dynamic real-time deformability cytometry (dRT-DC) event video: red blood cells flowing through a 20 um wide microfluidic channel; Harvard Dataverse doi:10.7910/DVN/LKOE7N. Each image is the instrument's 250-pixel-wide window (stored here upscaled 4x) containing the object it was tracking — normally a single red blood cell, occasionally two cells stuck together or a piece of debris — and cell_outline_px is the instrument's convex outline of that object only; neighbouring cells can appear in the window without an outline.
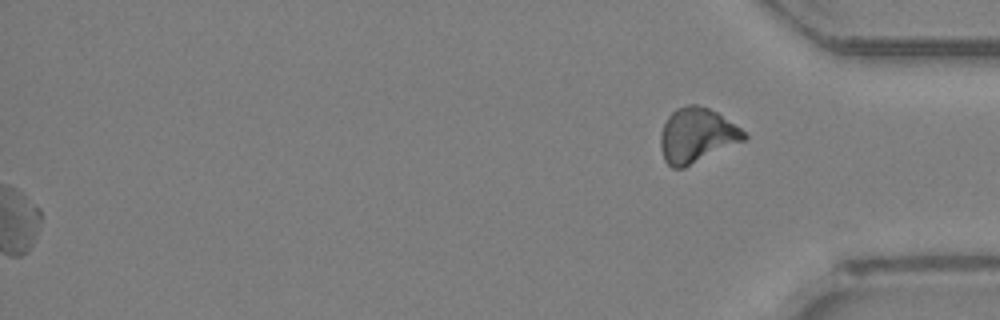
{"species": "Egyptian fruit bat (a non-hibernating species)", "species_latin": "Rousettus aegyptiacus", "temperature_condition": "room temperature", "stored_images_in_passage": 36, "segment_of_instrument_passage": [2, 2], "camera_frame_rate_fps": 3000, "um_per_image_px": 0.085, "animal": {"sex": "female"}, "frame": {"image": 1, "passage_image": 36, "time_ms": 11.667, "image_size_px": [1000, 320], "cell_outline_px": [[748, 136], [744, 140], [684, 168], [672, 168], [664, 160], [660, 144], [660, 132], [668, 116], [676, 108], [688, 104], [696, 104], [708, 108], [716, 112], [740, 128]], "centroid_in_image_um": [59.18, 11.5], "position_along_channel_um": 376.0, "area_um2": 26.36}}